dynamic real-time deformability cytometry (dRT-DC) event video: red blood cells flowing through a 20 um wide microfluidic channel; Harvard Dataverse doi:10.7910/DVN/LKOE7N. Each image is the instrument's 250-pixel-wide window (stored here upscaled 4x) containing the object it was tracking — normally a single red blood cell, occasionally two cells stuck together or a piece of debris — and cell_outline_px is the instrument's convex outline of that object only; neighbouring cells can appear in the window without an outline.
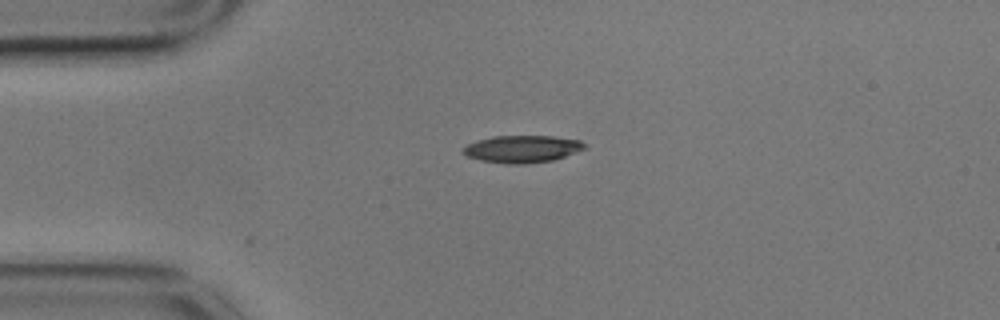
{"species": "common noctule bat (a hibernating species)", "species_latin": "Nyctalus noctula", "temperature_condition": "cold", "stored_images_in_passage": 8, "camera_frame_rate_fps": 3000, "um_per_image_px": 0.085, "animal": {"sex": "male", "body_mass_g": 17.9}, "frame": {"image": 1, "passage_image": 1, "time_ms": 0.0, "image_size_px": [1000, 320], "cell_outline_px": [[588, 148], [552, 160], [524, 164], [508, 164], [480, 160], [468, 156], [460, 152], [460, 148], [476, 140], [492, 136], [552, 136], [580, 140]], "centroid_in_image_um": [44.34, 12.66], "position_along_channel_um": 40.7, "area_um2": 19.36}}